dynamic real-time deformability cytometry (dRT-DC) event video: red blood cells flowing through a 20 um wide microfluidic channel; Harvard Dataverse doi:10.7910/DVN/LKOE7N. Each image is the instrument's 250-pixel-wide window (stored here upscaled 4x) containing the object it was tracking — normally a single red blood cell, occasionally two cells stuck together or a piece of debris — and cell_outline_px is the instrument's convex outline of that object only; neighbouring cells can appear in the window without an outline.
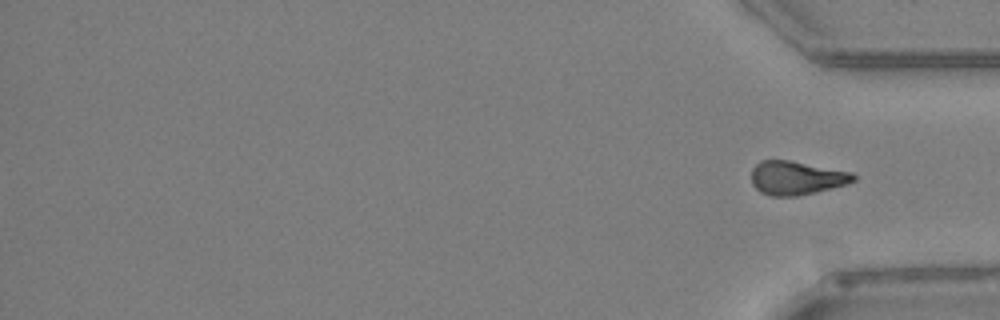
{"species": "Egyptian fruit bat (a non-hibernating species)", "species_latin": "Rousettus aegyptiacus", "temperature_condition": "warm", "stored_images_in_passage": 43, "segment_of_instrument_passage": [2, 2], "camera_frame_rate_fps": 3000, "um_per_image_px": 0.085, "animal": {"sex": "female"}, "frame": {"image": 1, "passage_image": 43, "time_ms": 14.0, "image_size_px": [1000, 320], "cell_outline_px": [[856, 180], [848, 184], [816, 192], [796, 196], [772, 196], [760, 192], [752, 184], [752, 168], [760, 160], [788, 160], [852, 172], [856, 176]], "centroid_in_image_um": [67.7, 15.12], "position_along_channel_um": 367.5, "area_um2": 20.06}}